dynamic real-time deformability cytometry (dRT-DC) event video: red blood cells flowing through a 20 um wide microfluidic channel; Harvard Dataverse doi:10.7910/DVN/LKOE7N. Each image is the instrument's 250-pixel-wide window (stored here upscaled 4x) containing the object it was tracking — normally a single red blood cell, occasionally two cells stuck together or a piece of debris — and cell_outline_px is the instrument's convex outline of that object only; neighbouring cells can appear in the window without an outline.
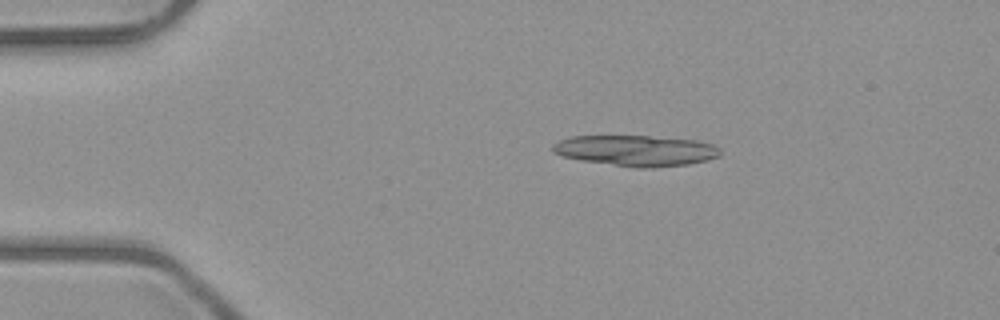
{"species": "common noctule bat (a hibernating species)", "species_latin": "Nyctalus noctula", "temperature_condition": "room temperature", "stored_images_in_passage": 9, "camera_frame_rate_fps": 3000, "um_per_image_px": 0.085, "animal": {"sex": "male", "body_mass_g": 23.1, "forearm_length_mm": 52.7}, "frame": {"image": 1, "passage_image": 1, "time_ms": 0.0, "image_size_px": [1000, 320], "cell_outline_px": [[720, 156], [708, 160], [688, 164], [652, 168], [636, 168], [580, 160], [564, 156], [552, 152], [552, 144], [568, 136], [648, 136], [696, 140], [712, 144], [720, 148]], "centroid_in_image_um": [54.06, 12.8], "position_along_channel_um": 30.9, "area_um2": 30.17}}